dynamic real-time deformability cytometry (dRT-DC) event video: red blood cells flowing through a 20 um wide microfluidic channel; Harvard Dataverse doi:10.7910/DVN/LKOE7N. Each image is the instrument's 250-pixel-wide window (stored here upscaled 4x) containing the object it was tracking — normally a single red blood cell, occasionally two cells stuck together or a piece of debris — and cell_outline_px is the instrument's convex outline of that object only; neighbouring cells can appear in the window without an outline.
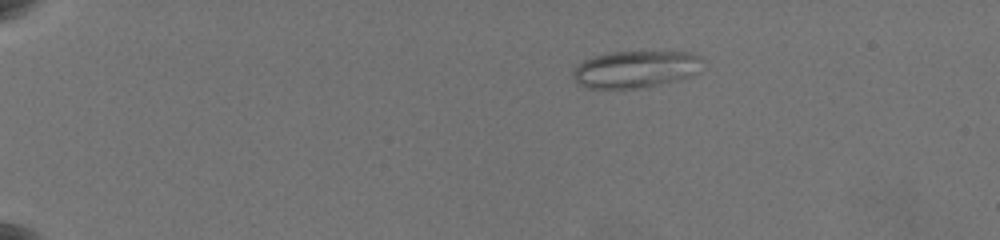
{"species": "common noctule bat (a hibernating species)", "species_latin": "Nyctalus noctula", "temperature_condition": "warm", "stored_images_in_passage": 17, "camera_frame_rate_fps": 3000, "um_per_image_px": 0.085, "animal": {"sex": "female", "body_mass_g": 19.5, "forearm_length_mm": 54.1}, "frame": {"image": 1, "passage_image": 1, "time_ms": 0.0, "image_size_px": [1000, 240], "cell_outline_px": [[700, 60], [692, 76], [676, 80], [636, 88], [588, 88], [580, 84], [572, 76], [572, 72], [584, 60], [596, 56], [612, 52], [688, 52], [700, 56]], "centroid_in_image_um": [53.97, 5.88], "position_along_channel_um": 31.0, "area_um2": 27.11}}